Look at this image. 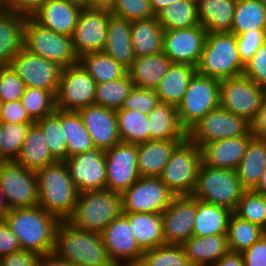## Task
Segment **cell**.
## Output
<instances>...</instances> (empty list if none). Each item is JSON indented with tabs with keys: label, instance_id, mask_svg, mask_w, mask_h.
<instances>
[{
	"label": "cell",
	"instance_id": "obj_71",
	"mask_svg": "<svg viewBox=\"0 0 266 266\" xmlns=\"http://www.w3.org/2000/svg\"><path fill=\"white\" fill-rule=\"evenodd\" d=\"M1 130H2V123L0 122V133H1Z\"/></svg>",
	"mask_w": 266,
	"mask_h": 266
},
{
	"label": "cell",
	"instance_id": "obj_19",
	"mask_svg": "<svg viewBox=\"0 0 266 266\" xmlns=\"http://www.w3.org/2000/svg\"><path fill=\"white\" fill-rule=\"evenodd\" d=\"M64 162L78 193L106 189L105 150L94 148Z\"/></svg>",
	"mask_w": 266,
	"mask_h": 266
},
{
	"label": "cell",
	"instance_id": "obj_56",
	"mask_svg": "<svg viewBox=\"0 0 266 266\" xmlns=\"http://www.w3.org/2000/svg\"><path fill=\"white\" fill-rule=\"evenodd\" d=\"M240 254L244 266H266V234Z\"/></svg>",
	"mask_w": 266,
	"mask_h": 266
},
{
	"label": "cell",
	"instance_id": "obj_1",
	"mask_svg": "<svg viewBox=\"0 0 266 266\" xmlns=\"http://www.w3.org/2000/svg\"><path fill=\"white\" fill-rule=\"evenodd\" d=\"M5 222L18 238L21 249L39 256L54 251L60 220L40 205L10 209Z\"/></svg>",
	"mask_w": 266,
	"mask_h": 266
},
{
	"label": "cell",
	"instance_id": "obj_30",
	"mask_svg": "<svg viewBox=\"0 0 266 266\" xmlns=\"http://www.w3.org/2000/svg\"><path fill=\"white\" fill-rule=\"evenodd\" d=\"M149 140H185L187 131L178 119L177 106L160 102L149 114Z\"/></svg>",
	"mask_w": 266,
	"mask_h": 266
},
{
	"label": "cell",
	"instance_id": "obj_70",
	"mask_svg": "<svg viewBox=\"0 0 266 266\" xmlns=\"http://www.w3.org/2000/svg\"><path fill=\"white\" fill-rule=\"evenodd\" d=\"M1 108H2V102L0 101V112H1ZM0 122H1V113H0Z\"/></svg>",
	"mask_w": 266,
	"mask_h": 266
},
{
	"label": "cell",
	"instance_id": "obj_11",
	"mask_svg": "<svg viewBox=\"0 0 266 266\" xmlns=\"http://www.w3.org/2000/svg\"><path fill=\"white\" fill-rule=\"evenodd\" d=\"M250 131L251 124L245 118L218 107L195 123L187 138L202 148L209 142L245 136Z\"/></svg>",
	"mask_w": 266,
	"mask_h": 266
},
{
	"label": "cell",
	"instance_id": "obj_61",
	"mask_svg": "<svg viewBox=\"0 0 266 266\" xmlns=\"http://www.w3.org/2000/svg\"><path fill=\"white\" fill-rule=\"evenodd\" d=\"M38 266H72L67 260L59 257L54 251L39 256Z\"/></svg>",
	"mask_w": 266,
	"mask_h": 266
},
{
	"label": "cell",
	"instance_id": "obj_44",
	"mask_svg": "<svg viewBox=\"0 0 266 266\" xmlns=\"http://www.w3.org/2000/svg\"><path fill=\"white\" fill-rule=\"evenodd\" d=\"M43 133L48 150L56 161L67 159V144L61 126V110L56 109L52 114L35 122Z\"/></svg>",
	"mask_w": 266,
	"mask_h": 266
},
{
	"label": "cell",
	"instance_id": "obj_62",
	"mask_svg": "<svg viewBox=\"0 0 266 266\" xmlns=\"http://www.w3.org/2000/svg\"><path fill=\"white\" fill-rule=\"evenodd\" d=\"M213 266H244L242 255L237 252H228L222 256Z\"/></svg>",
	"mask_w": 266,
	"mask_h": 266
},
{
	"label": "cell",
	"instance_id": "obj_67",
	"mask_svg": "<svg viewBox=\"0 0 266 266\" xmlns=\"http://www.w3.org/2000/svg\"><path fill=\"white\" fill-rule=\"evenodd\" d=\"M68 1L75 2V3L80 4L81 6L85 7V0H68Z\"/></svg>",
	"mask_w": 266,
	"mask_h": 266
},
{
	"label": "cell",
	"instance_id": "obj_9",
	"mask_svg": "<svg viewBox=\"0 0 266 266\" xmlns=\"http://www.w3.org/2000/svg\"><path fill=\"white\" fill-rule=\"evenodd\" d=\"M219 88L218 79L197 72L194 74L182 102L177 106L179 122L186 131L219 107Z\"/></svg>",
	"mask_w": 266,
	"mask_h": 266
},
{
	"label": "cell",
	"instance_id": "obj_60",
	"mask_svg": "<svg viewBox=\"0 0 266 266\" xmlns=\"http://www.w3.org/2000/svg\"><path fill=\"white\" fill-rule=\"evenodd\" d=\"M251 124V134L254 138L266 139V96L263 105Z\"/></svg>",
	"mask_w": 266,
	"mask_h": 266
},
{
	"label": "cell",
	"instance_id": "obj_50",
	"mask_svg": "<svg viewBox=\"0 0 266 266\" xmlns=\"http://www.w3.org/2000/svg\"><path fill=\"white\" fill-rule=\"evenodd\" d=\"M110 13L130 22L156 17L149 0H115Z\"/></svg>",
	"mask_w": 266,
	"mask_h": 266
},
{
	"label": "cell",
	"instance_id": "obj_48",
	"mask_svg": "<svg viewBox=\"0 0 266 266\" xmlns=\"http://www.w3.org/2000/svg\"><path fill=\"white\" fill-rule=\"evenodd\" d=\"M31 124L2 123L0 133V161H15L25 141Z\"/></svg>",
	"mask_w": 266,
	"mask_h": 266
},
{
	"label": "cell",
	"instance_id": "obj_26",
	"mask_svg": "<svg viewBox=\"0 0 266 266\" xmlns=\"http://www.w3.org/2000/svg\"><path fill=\"white\" fill-rule=\"evenodd\" d=\"M181 246L192 266H213L229 252L227 234L193 235Z\"/></svg>",
	"mask_w": 266,
	"mask_h": 266
},
{
	"label": "cell",
	"instance_id": "obj_25",
	"mask_svg": "<svg viewBox=\"0 0 266 266\" xmlns=\"http://www.w3.org/2000/svg\"><path fill=\"white\" fill-rule=\"evenodd\" d=\"M103 52L128 69L136 59L131 40L130 21L111 14L108 17L107 40Z\"/></svg>",
	"mask_w": 266,
	"mask_h": 266
},
{
	"label": "cell",
	"instance_id": "obj_8",
	"mask_svg": "<svg viewBox=\"0 0 266 266\" xmlns=\"http://www.w3.org/2000/svg\"><path fill=\"white\" fill-rule=\"evenodd\" d=\"M201 164V148L186 138L173 150L159 178L176 196L191 195Z\"/></svg>",
	"mask_w": 266,
	"mask_h": 266
},
{
	"label": "cell",
	"instance_id": "obj_31",
	"mask_svg": "<svg viewBox=\"0 0 266 266\" xmlns=\"http://www.w3.org/2000/svg\"><path fill=\"white\" fill-rule=\"evenodd\" d=\"M199 23L207 32H230L237 0H196Z\"/></svg>",
	"mask_w": 266,
	"mask_h": 266
},
{
	"label": "cell",
	"instance_id": "obj_3",
	"mask_svg": "<svg viewBox=\"0 0 266 266\" xmlns=\"http://www.w3.org/2000/svg\"><path fill=\"white\" fill-rule=\"evenodd\" d=\"M39 205L59 220H66L73 212L78 191L70 178L64 161H56L35 171Z\"/></svg>",
	"mask_w": 266,
	"mask_h": 266
},
{
	"label": "cell",
	"instance_id": "obj_38",
	"mask_svg": "<svg viewBox=\"0 0 266 266\" xmlns=\"http://www.w3.org/2000/svg\"><path fill=\"white\" fill-rule=\"evenodd\" d=\"M61 126L66 138L67 158L95 148L78 112L61 110Z\"/></svg>",
	"mask_w": 266,
	"mask_h": 266
},
{
	"label": "cell",
	"instance_id": "obj_41",
	"mask_svg": "<svg viewBox=\"0 0 266 266\" xmlns=\"http://www.w3.org/2000/svg\"><path fill=\"white\" fill-rule=\"evenodd\" d=\"M79 63L97 84L117 80L127 73L126 68L104 52L85 53L79 57Z\"/></svg>",
	"mask_w": 266,
	"mask_h": 266
},
{
	"label": "cell",
	"instance_id": "obj_68",
	"mask_svg": "<svg viewBox=\"0 0 266 266\" xmlns=\"http://www.w3.org/2000/svg\"><path fill=\"white\" fill-rule=\"evenodd\" d=\"M8 0H0V5L5 8L7 6Z\"/></svg>",
	"mask_w": 266,
	"mask_h": 266
},
{
	"label": "cell",
	"instance_id": "obj_47",
	"mask_svg": "<svg viewBox=\"0 0 266 266\" xmlns=\"http://www.w3.org/2000/svg\"><path fill=\"white\" fill-rule=\"evenodd\" d=\"M28 115L36 122L56 110V97L51 91L41 88H25L20 98Z\"/></svg>",
	"mask_w": 266,
	"mask_h": 266
},
{
	"label": "cell",
	"instance_id": "obj_5",
	"mask_svg": "<svg viewBox=\"0 0 266 266\" xmlns=\"http://www.w3.org/2000/svg\"><path fill=\"white\" fill-rule=\"evenodd\" d=\"M196 70L219 81L241 76L244 64L240 60L236 35L231 32H209Z\"/></svg>",
	"mask_w": 266,
	"mask_h": 266
},
{
	"label": "cell",
	"instance_id": "obj_58",
	"mask_svg": "<svg viewBox=\"0 0 266 266\" xmlns=\"http://www.w3.org/2000/svg\"><path fill=\"white\" fill-rule=\"evenodd\" d=\"M21 249L16 235L6 222H0V258Z\"/></svg>",
	"mask_w": 266,
	"mask_h": 266
},
{
	"label": "cell",
	"instance_id": "obj_33",
	"mask_svg": "<svg viewBox=\"0 0 266 266\" xmlns=\"http://www.w3.org/2000/svg\"><path fill=\"white\" fill-rule=\"evenodd\" d=\"M131 40L136 57L163 51L164 28L156 17L131 21Z\"/></svg>",
	"mask_w": 266,
	"mask_h": 266
},
{
	"label": "cell",
	"instance_id": "obj_57",
	"mask_svg": "<svg viewBox=\"0 0 266 266\" xmlns=\"http://www.w3.org/2000/svg\"><path fill=\"white\" fill-rule=\"evenodd\" d=\"M37 253L20 249L7 256L1 257V266H38Z\"/></svg>",
	"mask_w": 266,
	"mask_h": 266
},
{
	"label": "cell",
	"instance_id": "obj_16",
	"mask_svg": "<svg viewBox=\"0 0 266 266\" xmlns=\"http://www.w3.org/2000/svg\"><path fill=\"white\" fill-rule=\"evenodd\" d=\"M106 189L122 193L140 177L137 166V145L119 142L105 150Z\"/></svg>",
	"mask_w": 266,
	"mask_h": 266
},
{
	"label": "cell",
	"instance_id": "obj_22",
	"mask_svg": "<svg viewBox=\"0 0 266 266\" xmlns=\"http://www.w3.org/2000/svg\"><path fill=\"white\" fill-rule=\"evenodd\" d=\"M77 112L88 130L95 148L106 150L121 142L116 110L91 105L81 108Z\"/></svg>",
	"mask_w": 266,
	"mask_h": 266
},
{
	"label": "cell",
	"instance_id": "obj_18",
	"mask_svg": "<svg viewBox=\"0 0 266 266\" xmlns=\"http://www.w3.org/2000/svg\"><path fill=\"white\" fill-rule=\"evenodd\" d=\"M110 15L109 10L83 7L71 36L73 49L78 58L85 53L103 52Z\"/></svg>",
	"mask_w": 266,
	"mask_h": 266
},
{
	"label": "cell",
	"instance_id": "obj_59",
	"mask_svg": "<svg viewBox=\"0 0 266 266\" xmlns=\"http://www.w3.org/2000/svg\"><path fill=\"white\" fill-rule=\"evenodd\" d=\"M47 0H8L6 9L31 17Z\"/></svg>",
	"mask_w": 266,
	"mask_h": 266
},
{
	"label": "cell",
	"instance_id": "obj_7",
	"mask_svg": "<svg viewBox=\"0 0 266 266\" xmlns=\"http://www.w3.org/2000/svg\"><path fill=\"white\" fill-rule=\"evenodd\" d=\"M23 47L62 68L79 63L70 36L45 28L32 17H27L24 24Z\"/></svg>",
	"mask_w": 266,
	"mask_h": 266
},
{
	"label": "cell",
	"instance_id": "obj_39",
	"mask_svg": "<svg viewBox=\"0 0 266 266\" xmlns=\"http://www.w3.org/2000/svg\"><path fill=\"white\" fill-rule=\"evenodd\" d=\"M121 142L139 145L149 141L148 115L131 109L116 110Z\"/></svg>",
	"mask_w": 266,
	"mask_h": 266
},
{
	"label": "cell",
	"instance_id": "obj_63",
	"mask_svg": "<svg viewBox=\"0 0 266 266\" xmlns=\"http://www.w3.org/2000/svg\"><path fill=\"white\" fill-rule=\"evenodd\" d=\"M115 0H85L86 8L111 10Z\"/></svg>",
	"mask_w": 266,
	"mask_h": 266
},
{
	"label": "cell",
	"instance_id": "obj_14",
	"mask_svg": "<svg viewBox=\"0 0 266 266\" xmlns=\"http://www.w3.org/2000/svg\"><path fill=\"white\" fill-rule=\"evenodd\" d=\"M97 83L77 63L62 69L56 94V109L75 111L94 105Z\"/></svg>",
	"mask_w": 266,
	"mask_h": 266
},
{
	"label": "cell",
	"instance_id": "obj_21",
	"mask_svg": "<svg viewBox=\"0 0 266 266\" xmlns=\"http://www.w3.org/2000/svg\"><path fill=\"white\" fill-rule=\"evenodd\" d=\"M207 30L201 25L175 30H164L163 53L172 63L197 67L204 48Z\"/></svg>",
	"mask_w": 266,
	"mask_h": 266
},
{
	"label": "cell",
	"instance_id": "obj_69",
	"mask_svg": "<svg viewBox=\"0 0 266 266\" xmlns=\"http://www.w3.org/2000/svg\"><path fill=\"white\" fill-rule=\"evenodd\" d=\"M263 5L264 7L266 8V0H259Z\"/></svg>",
	"mask_w": 266,
	"mask_h": 266
},
{
	"label": "cell",
	"instance_id": "obj_49",
	"mask_svg": "<svg viewBox=\"0 0 266 266\" xmlns=\"http://www.w3.org/2000/svg\"><path fill=\"white\" fill-rule=\"evenodd\" d=\"M233 213L266 231V195L246 190Z\"/></svg>",
	"mask_w": 266,
	"mask_h": 266
},
{
	"label": "cell",
	"instance_id": "obj_42",
	"mask_svg": "<svg viewBox=\"0 0 266 266\" xmlns=\"http://www.w3.org/2000/svg\"><path fill=\"white\" fill-rule=\"evenodd\" d=\"M266 30V8L259 0H237L231 33Z\"/></svg>",
	"mask_w": 266,
	"mask_h": 266
},
{
	"label": "cell",
	"instance_id": "obj_51",
	"mask_svg": "<svg viewBox=\"0 0 266 266\" xmlns=\"http://www.w3.org/2000/svg\"><path fill=\"white\" fill-rule=\"evenodd\" d=\"M22 79L10 66L0 67V101H18L25 91Z\"/></svg>",
	"mask_w": 266,
	"mask_h": 266
},
{
	"label": "cell",
	"instance_id": "obj_53",
	"mask_svg": "<svg viewBox=\"0 0 266 266\" xmlns=\"http://www.w3.org/2000/svg\"><path fill=\"white\" fill-rule=\"evenodd\" d=\"M241 62L245 65L266 41V30H250L236 35Z\"/></svg>",
	"mask_w": 266,
	"mask_h": 266
},
{
	"label": "cell",
	"instance_id": "obj_64",
	"mask_svg": "<svg viewBox=\"0 0 266 266\" xmlns=\"http://www.w3.org/2000/svg\"><path fill=\"white\" fill-rule=\"evenodd\" d=\"M177 1L180 0H149L151 8L155 15L163 8L170 6L171 4Z\"/></svg>",
	"mask_w": 266,
	"mask_h": 266
},
{
	"label": "cell",
	"instance_id": "obj_2",
	"mask_svg": "<svg viewBox=\"0 0 266 266\" xmlns=\"http://www.w3.org/2000/svg\"><path fill=\"white\" fill-rule=\"evenodd\" d=\"M54 252L72 266H114L100 234L78 229L66 220L57 225Z\"/></svg>",
	"mask_w": 266,
	"mask_h": 266
},
{
	"label": "cell",
	"instance_id": "obj_55",
	"mask_svg": "<svg viewBox=\"0 0 266 266\" xmlns=\"http://www.w3.org/2000/svg\"><path fill=\"white\" fill-rule=\"evenodd\" d=\"M1 123H26L33 124L35 121L28 115L27 110L21 104V101H11L2 103Z\"/></svg>",
	"mask_w": 266,
	"mask_h": 266
},
{
	"label": "cell",
	"instance_id": "obj_20",
	"mask_svg": "<svg viewBox=\"0 0 266 266\" xmlns=\"http://www.w3.org/2000/svg\"><path fill=\"white\" fill-rule=\"evenodd\" d=\"M197 199L175 196L161 214L165 244L182 245L193 236Z\"/></svg>",
	"mask_w": 266,
	"mask_h": 266
},
{
	"label": "cell",
	"instance_id": "obj_43",
	"mask_svg": "<svg viewBox=\"0 0 266 266\" xmlns=\"http://www.w3.org/2000/svg\"><path fill=\"white\" fill-rule=\"evenodd\" d=\"M264 234H266V231L260 226L241 219L232 213L227 230L229 251L241 253Z\"/></svg>",
	"mask_w": 266,
	"mask_h": 266
},
{
	"label": "cell",
	"instance_id": "obj_32",
	"mask_svg": "<svg viewBox=\"0 0 266 266\" xmlns=\"http://www.w3.org/2000/svg\"><path fill=\"white\" fill-rule=\"evenodd\" d=\"M197 72L189 64L172 63L167 73L154 89L160 102L178 106L185 95L191 78Z\"/></svg>",
	"mask_w": 266,
	"mask_h": 266
},
{
	"label": "cell",
	"instance_id": "obj_52",
	"mask_svg": "<svg viewBox=\"0 0 266 266\" xmlns=\"http://www.w3.org/2000/svg\"><path fill=\"white\" fill-rule=\"evenodd\" d=\"M159 103L160 100L154 89L133 86L121 109H134L148 115Z\"/></svg>",
	"mask_w": 266,
	"mask_h": 266
},
{
	"label": "cell",
	"instance_id": "obj_65",
	"mask_svg": "<svg viewBox=\"0 0 266 266\" xmlns=\"http://www.w3.org/2000/svg\"><path fill=\"white\" fill-rule=\"evenodd\" d=\"M9 207L6 204L3 192L0 186V222H5L8 216Z\"/></svg>",
	"mask_w": 266,
	"mask_h": 266
},
{
	"label": "cell",
	"instance_id": "obj_35",
	"mask_svg": "<svg viewBox=\"0 0 266 266\" xmlns=\"http://www.w3.org/2000/svg\"><path fill=\"white\" fill-rule=\"evenodd\" d=\"M266 169V139L252 138L237 167V175L246 190H253Z\"/></svg>",
	"mask_w": 266,
	"mask_h": 266
},
{
	"label": "cell",
	"instance_id": "obj_4",
	"mask_svg": "<svg viewBox=\"0 0 266 266\" xmlns=\"http://www.w3.org/2000/svg\"><path fill=\"white\" fill-rule=\"evenodd\" d=\"M123 214L122 196L108 189L78 194L72 214L66 219L72 226L100 234Z\"/></svg>",
	"mask_w": 266,
	"mask_h": 266
},
{
	"label": "cell",
	"instance_id": "obj_45",
	"mask_svg": "<svg viewBox=\"0 0 266 266\" xmlns=\"http://www.w3.org/2000/svg\"><path fill=\"white\" fill-rule=\"evenodd\" d=\"M132 88L133 84L127 73L117 80L97 84L94 105L121 109Z\"/></svg>",
	"mask_w": 266,
	"mask_h": 266
},
{
	"label": "cell",
	"instance_id": "obj_29",
	"mask_svg": "<svg viewBox=\"0 0 266 266\" xmlns=\"http://www.w3.org/2000/svg\"><path fill=\"white\" fill-rule=\"evenodd\" d=\"M171 65V59L163 52L136 57L127 74L134 87L155 89Z\"/></svg>",
	"mask_w": 266,
	"mask_h": 266
},
{
	"label": "cell",
	"instance_id": "obj_40",
	"mask_svg": "<svg viewBox=\"0 0 266 266\" xmlns=\"http://www.w3.org/2000/svg\"><path fill=\"white\" fill-rule=\"evenodd\" d=\"M164 30L185 29L200 25L196 0H180L156 14Z\"/></svg>",
	"mask_w": 266,
	"mask_h": 266
},
{
	"label": "cell",
	"instance_id": "obj_46",
	"mask_svg": "<svg viewBox=\"0 0 266 266\" xmlns=\"http://www.w3.org/2000/svg\"><path fill=\"white\" fill-rule=\"evenodd\" d=\"M138 266H192L181 245L163 244L145 250Z\"/></svg>",
	"mask_w": 266,
	"mask_h": 266
},
{
	"label": "cell",
	"instance_id": "obj_34",
	"mask_svg": "<svg viewBox=\"0 0 266 266\" xmlns=\"http://www.w3.org/2000/svg\"><path fill=\"white\" fill-rule=\"evenodd\" d=\"M139 247L145 251L165 244L161 214L123 213Z\"/></svg>",
	"mask_w": 266,
	"mask_h": 266
},
{
	"label": "cell",
	"instance_id": "obj_6",
	"mask_svg": "<svg viewBox=\"0 0 266 266\" xmlns=\"http://www.w3.org/2000/svg\"><path fill=\"white\" fill-rule=\"evenodd\" d=\"M245 191L236 170L212 168L202 162L191 196L234 211Z\"/></svg>",
	"mask_w": 266,
	"mask_h": 266
},
{
	"label": "cell",
	"instance_id": "obj_15",
	"mask_svg": "<svg viewBox=\"0 0 266 266\" xmlns=\"http://www.w3.org/2000/svg\"><path fill=\"white\" fill-rule=\"evenodd\" d=\"M9 66L22 79L25 87L58 91L62 67L22 48L10 61Z\"/></svg>",
	"mask_w": 266,
	"mask_h": 266
},
{
	"label": "cell",
	"instance_id": "obj_13",
	"mask_svg": "<svg viewBox=\"0 0 266 266\" xmlns=\"http://www.w3.org/2000/svg\"><path fill=\"white\" fill-rule=\"evenodd\" d=\"M121 196L123 213L162 214L176 195L159 177H140Z\"/></svg>",
	"mask_w": 266,
	"mask_h": 266
},
{
	"label": "cell",
	"instance_id": "obj_12",
	"mask_svg": "<svg viewBox=\"0 0 266 266\" xmlns=\"http://www.w3.org/2000/svg\"><path fill=\"white\" fill-rule=\"evenodd\" d=\"M0 186L9 209L39 205L34 170L15 161H0Z\"/></svg>",
	"mask_w": 266,
	"mask_h": 266
},
{
	"label": "cell",
	"instance_id": "obj_37",
	"mask_svg": "<svg viewBox=\"0 0 266 266\" xmlns=\"http://www.w3.org/2000/svg\"><path fill=\"white\" fill-rule=\"evenodd\" d=\"M233 211L230 209L205 203L197 199V212L194 222V236L227 234L228 223Z\"/></svg>",
	"mask_w": 266,
	"mask_h": 266
},
{
	"label": "cell",
	"instance_id": "obj_10",
	"mask_svg": "<svg viewBox=\"0 0 266 266\" xmlns=\"http://www.w3.org/2000/svg\"><path fill=\"white\" fill-rule=\"evenodd\" d=\"M266 89L244 75L220 80L219 107L252 122L261 109Z\"/></svg>",
	"mask_w": 266,
	"mask_h": 266
},
{
	"label": "cell",
	"instance_id": "obj_54",
	"mask_svg": "<svg viewBox=\"0 0 266 266\" xmlns=\"http://www.w3.org/2000/svg\"><path fill=\"white\" fill-rule=\"evenodd\" d=\"M242 75L266 89V41L253 54L252 58L245 63Z\"/></svg>",
	"mask_w": 266,
	"mask_h": 266
},
{
	"label": "cell",
	"instance_id": "obj_27",
	"mask_svg": "<svg viewBox=\"0 0 266 266\" xmlns=\"http://www.w3.org/2000/svg\"><path fill=\"white\" fill-rule=\"evenodd\" d=\"M184 140H149L137 145V166L141 177H159L171 153Z\"/></svg>",
	"mask_w": 266,
	"mask_h": 266
},
{
	"label": "cell",
	"instance_id": "obj_28",
	"mask_svg": "<svg viewBox=\"0 0 266 266\" xmlns=\"http://www.w3.org/2000/svg\"><path fill=\"white\" fill-rule=\"evenodd\" d=\"M26 18L6 8L0 11V67L9 66L11 59L23 48Z\"/></svg>",
	"mask_w": 266,
	"mask_h": 266
},
{
	"label": "cell",
	"instance_id": "obj_66",
	"mask_svg": "<svg viewBox=\"0 0 266 266\" xmlns=\"http://www.w3.org/2000/svg\"><path fill=\"white\" fill-rule=\"evenodd\" d=\"M253 191L266 195V169L262 174L257 186L253 189Z\"/></svg>",
	"mask_w": 266,
	"mask_h": 266
},
{
	"label": "cell",
	"instance_id": "obj_17",
	"mask_svg": "<svg viewBox=\"0 0 266 266\" xmlns=\"http://www.w3.org/2000/svg\"><path fill=\"white\" fill-rule=\"evenodd\" d=\"M114 266H138L143 250L137 244L129 220L122 214L100 233Z\"/></svg>",
	"mask_w": 266,
	"mask_h": 266
},
{
	"label": "cell",
	"instance_id": "obj_24",
	"mask_svg": "<svg viewBox=\"0 0 266 266\" xmlns=\"http://www.w3.org/2000/svg\"><path fill=\"white\" fill-rule=\"evenodd\" d=\"M252 138L250 131L245 136L209 142L201 148L202 162L212 168L236 170Z\"/></svg>",
	"mask_w": 266,
	"mask_h": 266
},
{
	"label": "cell",
	"instance_id": "obj_36",
	"mask_svg": "<svg viewBox=\"0 0 266 266\" xmlns=\"http://www.w3.org/2000/svg\"><path fill=\"white\" fill-rule=\"evenodd\" d=\"M15 162L34 171L56 162L48 150L41 128L35 122L28 129Z\"/></svg>",
	"mask_w": 266,
	"mask_h": 266
},
{
	"label": "cell",
	"instance_id": "obj_23",
	"mask_svg": "<svg viewBox=\"0 0 266 266\" xmlns=\"http://www.w3.org/2000/svg\"><path fill=\"white\" fill-rule=\"evenodd\" d=\"M83 6L68 0H47L31 17L41 26L72 36Z\"/></svg>",
	"mask_w": 266,
	"mask_h": 266
}]
</instances>
